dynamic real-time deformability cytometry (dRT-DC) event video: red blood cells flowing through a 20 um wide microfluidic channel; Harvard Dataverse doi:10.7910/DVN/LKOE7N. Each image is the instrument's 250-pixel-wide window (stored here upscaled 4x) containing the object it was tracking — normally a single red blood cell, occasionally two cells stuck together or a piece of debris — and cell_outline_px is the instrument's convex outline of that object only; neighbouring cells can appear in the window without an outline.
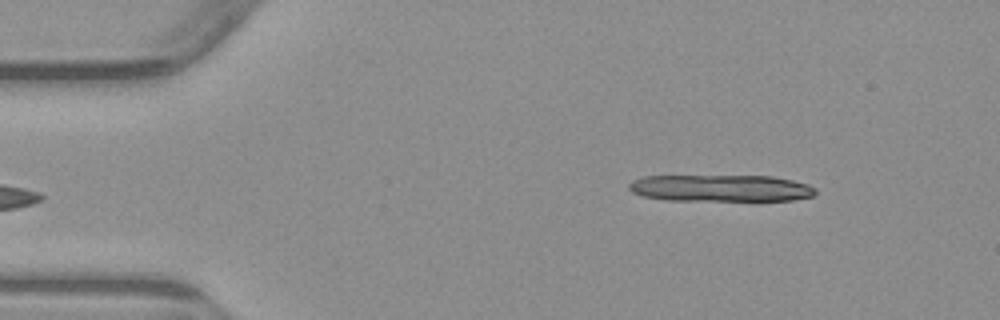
{"species": "common noctule bat (a hibernating species)", "species_latin": "Nyctalus noctula", "temperature_condition": "warm", "stored_images_in_passage": 4, "segment_of_instrument_passage": [2, 2], "camera_frame_rate_fps": 3000, "um_per_image_px": 0.085, "animal": {"sex": "male", "body_mass_g": 23.1, "forearm_length_mm": 52.7}, "frame": {"image": 1, "passage_image": 4, "time_ms": 4.333, "image_size_px": [1000, 320], "cell_outline_px": [[816, 192], [812, 196], [792, 200], [756, 204], [668, 200], [644, 196], [632, 192], [628, 188], [628, 184], [632, 180], [644, 176], [772, 176], [792, 180], [808, 184], [816, 188]], "centroid_in_image_um": [61.34, 16.05], "position_along_channel_um": 23.7, "area_um2": 30.87}}